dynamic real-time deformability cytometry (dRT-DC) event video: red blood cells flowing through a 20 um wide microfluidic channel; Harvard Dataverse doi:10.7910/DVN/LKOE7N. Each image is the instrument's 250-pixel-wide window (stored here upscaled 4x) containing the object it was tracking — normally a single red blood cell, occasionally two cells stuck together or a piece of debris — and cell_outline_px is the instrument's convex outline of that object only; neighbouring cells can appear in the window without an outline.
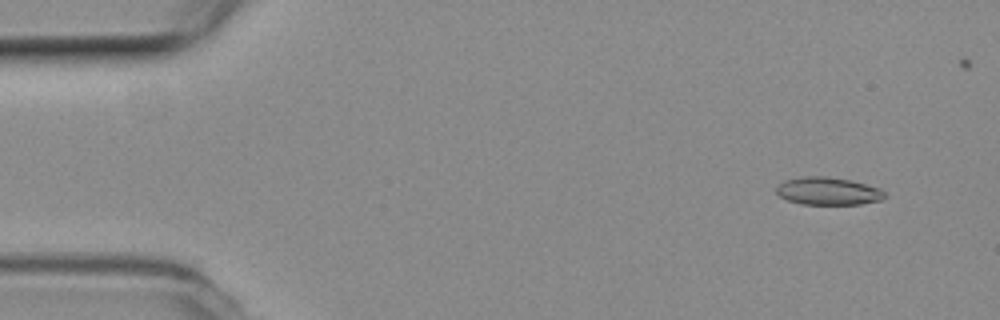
{"species": "common noctule bat (a hibernating species)", "species_latin": "Nyctalus noctula", "temperature_condition": "room temperature", "stored_images_in_passage": 47, "camera_frame_rate_fps": 3000, "um_per_image_px": 0.085, "animal": {"sex": "female", "body_mass_g": 19.3, "forearm_length_mm": 54.1}, "frame": {"image": 1, "passage_image": 5, "time_ms": 1.333, "image_size_px": [1000, 320], "cell_outline_px": [[884, 196], [880, 200], [860, 204], [800, 204], [788, 200], [780, 196], [776, 192], [776, 188], [784, 180], [804, 176], [824, 176], [848, 180], [880, 188], [884, 192]], "centroid_in_image_um": [70.35, 16.24], "position_along_channel_um": 14.7, "area_um2": 17.22}}
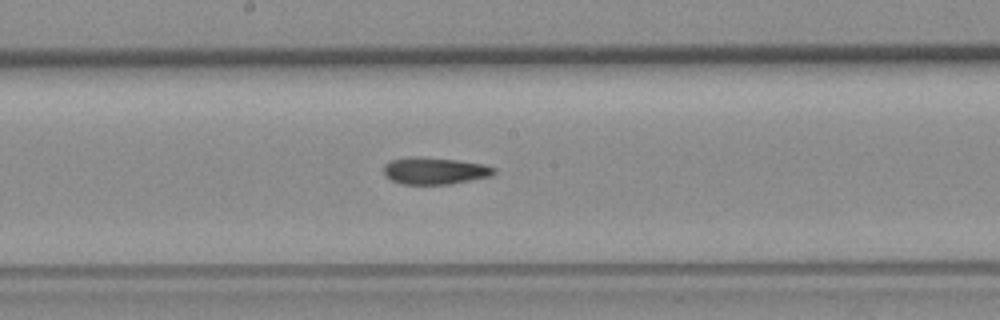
{"frame": {"image": 2, "passage_image": 29, "time_ms": 9.333, "image_size_px": [1000, 320], "cell_outline_px": [[496, 172], [492, 176], [452, 184], [404, 184], [392, 180], [384, 176], [384, 164], [392, 160], [412, 156], [456, 160], [484, 164], [496, 168]], "centroid_in_image_um": [36.97, 14.52], "position_along_channel_um": 211.2, "area_um2": 17.34}}
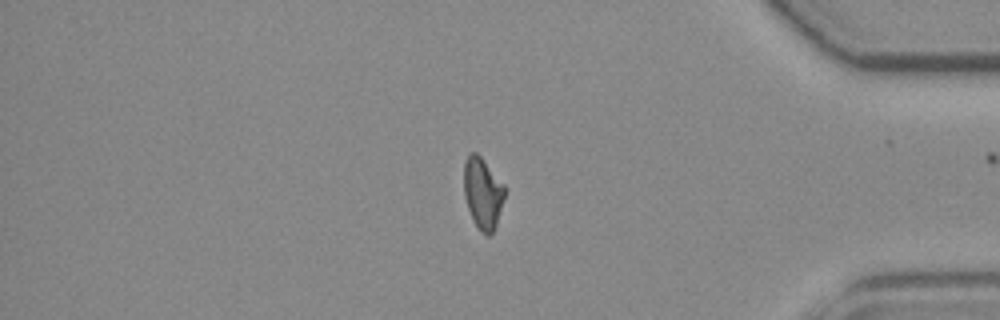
{"frame": {"image": 3, "passage_image": 46, "time_ms": 15.0, "image_size_px": [1000, 320], "cell_outline_px": [[504, 196], [496, 228], [488, 236], [480, 232], [472, 220], [468, 208], [464, 192], [464, 164], [468, 156], [472, 152], [476, 152], [480, 156], [504, 184]], "centroid_in_image_um": [41.03, 16.45], "position_along_channel_um": 394.2, "area_um2": 16.82}, "authors_computed_cell_mechanics": {"area_um2": 17.4556, "velocity_mm_per_s": 3.7915, "shape_relaxation_time_tau1_ms": null, "shape_relaxation_time_tau2_ms": 3.2929, "deformation_change_tau1": null, "deformation_change_tau2": 0.1146}}